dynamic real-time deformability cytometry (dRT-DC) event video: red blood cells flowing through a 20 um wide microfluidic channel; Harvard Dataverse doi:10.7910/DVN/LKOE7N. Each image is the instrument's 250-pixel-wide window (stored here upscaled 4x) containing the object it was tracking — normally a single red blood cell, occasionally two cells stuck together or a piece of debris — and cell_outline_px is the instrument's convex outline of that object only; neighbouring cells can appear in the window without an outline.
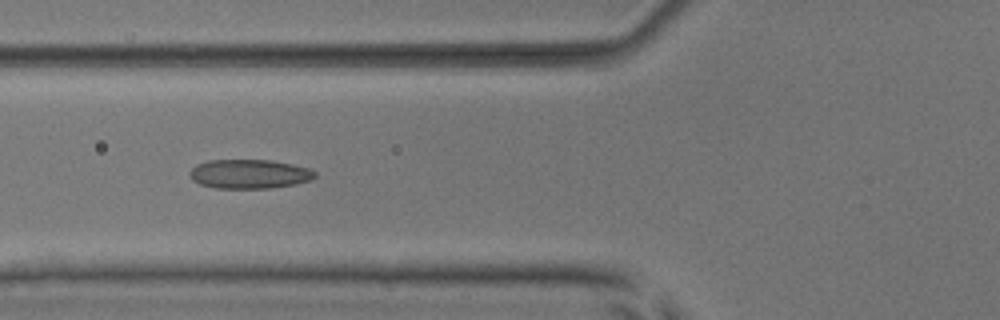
{"species": "common noctule bat (a hibernating species)", "species_latin": "Nyctalus noctula", "temperature_condition": "room temperature", "stored_images_in_passage": 8, "camera_frame_rate_fps": 3000, "um_per_image_px": 0.085, "animal": {"sex": "male", "body_mass_g": 17.9, "forearm_length_mm": 54.2}, "frame": {"image": 1, "passage_image": 6, "time_ms": 5.667, "image_size_px": [1000, 320], "cell_outline_px": [[316, 176], [312, 180], [296, 184], [268, 188], [216, 188], [200, 184], [192, 180], [188, 172], [196, 164], [208, 160], [272, 160], [312, 168], [316, 172]], "centroid_in_image_um": [21.22, 14.78], "position_along_channel_um": 104.6, "area_um2": 21.5}}
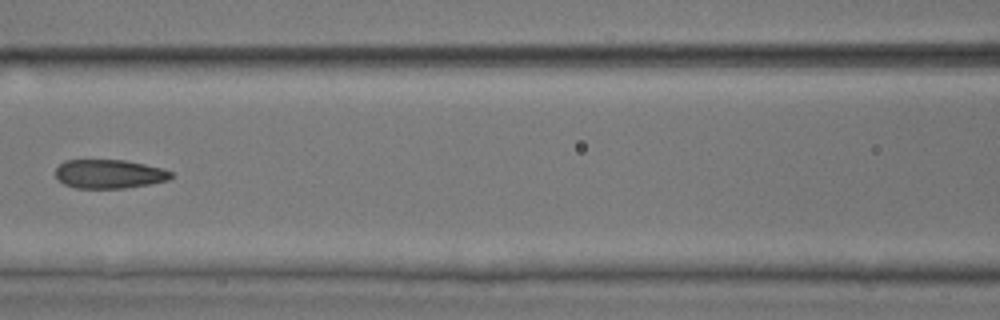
{"frame": {"image": 2, "passage_image": 7, "time_ms": 7.0, "image_size_px": [1000, 320], "cell_outline_px": [[172, 176], [168, 180], [148, 184], [124, 188], [76, 188], [64, 184], [56, 176], [56, 168], [64, 160], [124, 160], [164, 168], [172, 172]], "centroid_in_image_um": [9.29, 14.78], "position_along_channel_um": 157.3, "area_um2": 19.36}}